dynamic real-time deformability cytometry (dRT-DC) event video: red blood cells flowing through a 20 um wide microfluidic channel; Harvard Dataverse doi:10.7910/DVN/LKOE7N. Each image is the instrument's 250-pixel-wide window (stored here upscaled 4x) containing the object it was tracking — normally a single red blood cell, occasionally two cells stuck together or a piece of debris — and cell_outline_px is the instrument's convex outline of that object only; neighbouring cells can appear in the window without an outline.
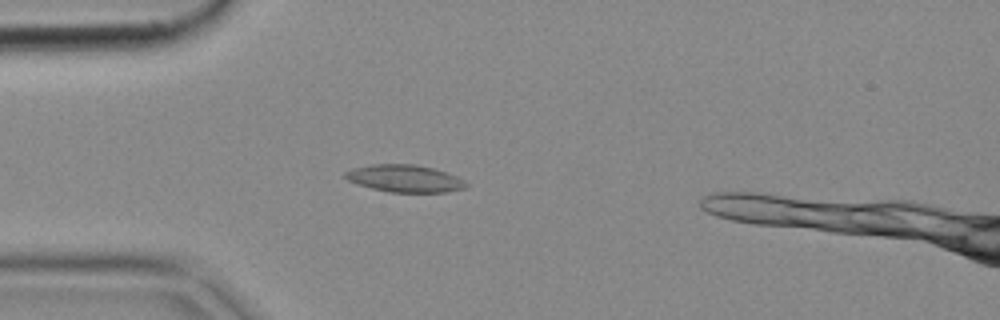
{"species": "common noctule bat (a hibernating species)", "species_latin": "Nyctalus noctula", "temperature_condition": "cold", "stored_images_in_passage": 46, "camera_frame_rate_fps": 3000, "um_per_image_px": 0.085, "animal": {"sex": "female", "body_mass_g": 18.4}, "frame": {"image": 1, "passage_image": 13, "time_ms": 4.0, "image_size_px": [1000, 320], "cell_outline_px": [[468, 184], [464, 188], [448, 192], [388, 192], [356, 184], [348, 180], [344, 176], [344, 172], [352, 168], [372, 164], [416, 164], [432, 168], [456, 176], [464, 180]], "centroid_in_image_um": [34.37, 15.17], "position_along_channel_um": 50.6, "area_um2": 19.19}}
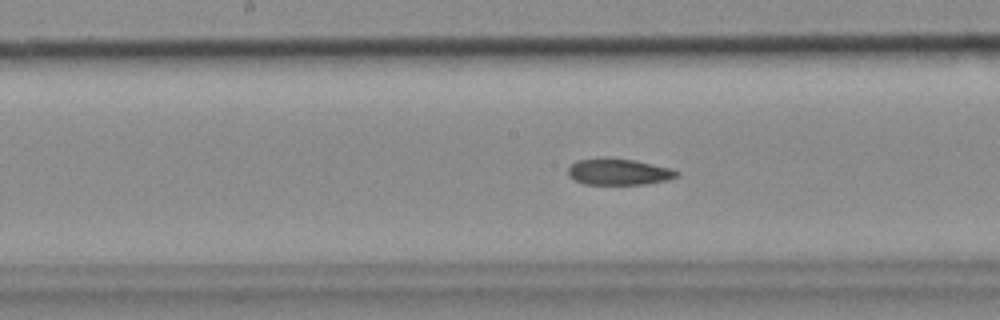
{"frame": {"image": 2, "passage_image": 25, "time_ms": 8.0, "image_size_px": [1000, 320], "cell_outline_px": [[680, 172], [676, 176], [668, 180], [644, 184], [584, 184], [568, 176], [568, 168], [576, 160], [600, 156], [608, 156], [636, 160], [672, 168]], "centroid_in_image_um": [52.57, 14.57], "position_along_channel_um": 195.6, "area_um2": 17.11}}
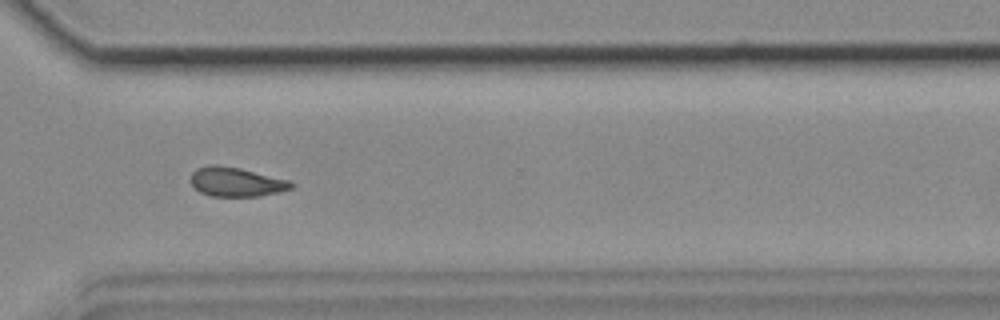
{"frame": {"image": 3, "passage_image": 37, "time_ms": 12.0, "image_size_px": [1000, 320], "cell_outline_px": [[296, 184], [292, 188], [276, 192], [256, 196], [208, 196], [200, 192], [192, 184], [192, 172], [196, 168], [212, 164], [216, 164], [240, 168], [292, 180]], "centroid_in_image_um": [20.1, 15.45], "position_along_channel_um": 350.5, "area_um2": 17.17}}